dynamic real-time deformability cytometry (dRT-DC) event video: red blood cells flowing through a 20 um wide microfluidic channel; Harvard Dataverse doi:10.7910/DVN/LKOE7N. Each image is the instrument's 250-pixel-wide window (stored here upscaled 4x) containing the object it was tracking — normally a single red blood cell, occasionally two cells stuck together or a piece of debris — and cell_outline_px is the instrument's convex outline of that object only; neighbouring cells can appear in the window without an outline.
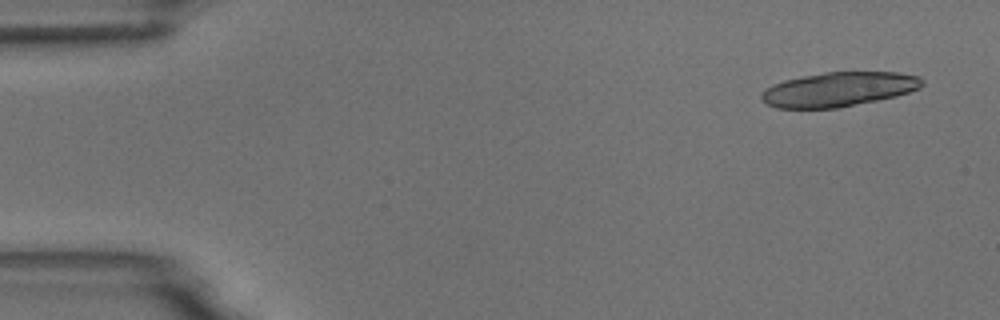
{"species": "common noctule bat (a hibernating species)", "species_latin": "Nyctalus noctula", "temperature_condition": "room temperature", "stored_images_in_passage": 8, "camera_frame_rate_fps": 3000, "um_per_image_px": 0.085, "animal": {"sex": "male", "body_mass_g": 18.8}, "frame": {"image": 1, "passage_image": 1, "time_ms": 0.0, "image_size_px": [1000, 320], "cell_outline_px": [[924, 84], [920, 88], [896, 96], [836, 108], [776, 108], [768, 104], [760, 96], [764, 88], [772, 84], [784, 80], [800, 76], [824, 72], [900, 72], [920, 76], [924, 80]], "centroid_in_image_um": [71.29, 7.58], "position_along_channel_um": 13.7, "area_um2": 32.31}}
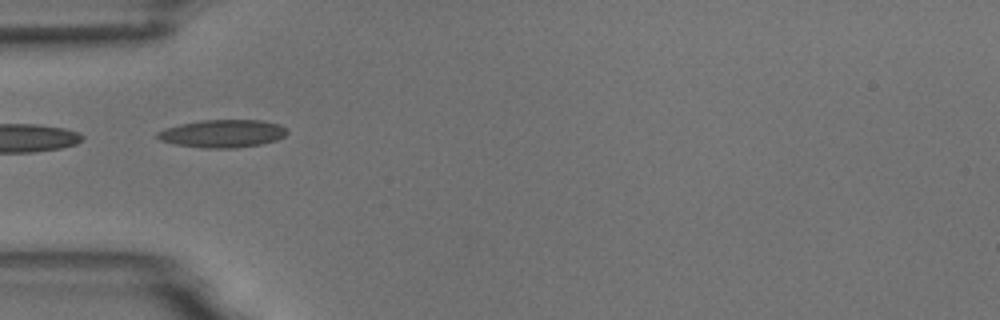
{"frame": {"image": 2, "passage_image": 5, "time_ms": 4.667, "image_size_px": [1000, 320], "cell_outline_px": [[288, 132], [284, 136], [276, 140], [260, 144], [236, 148], [200, 148], [176, 144], [160, 140], [156, 136], [156, 132], [164, 128], [180, 124], [200, 120], [260, 120], [280, 124], [288, 128]], "centroid_in_image_um": [18.92, 11.35], "position_along_channel_um": 66.1, "area_um2": 21.15}}